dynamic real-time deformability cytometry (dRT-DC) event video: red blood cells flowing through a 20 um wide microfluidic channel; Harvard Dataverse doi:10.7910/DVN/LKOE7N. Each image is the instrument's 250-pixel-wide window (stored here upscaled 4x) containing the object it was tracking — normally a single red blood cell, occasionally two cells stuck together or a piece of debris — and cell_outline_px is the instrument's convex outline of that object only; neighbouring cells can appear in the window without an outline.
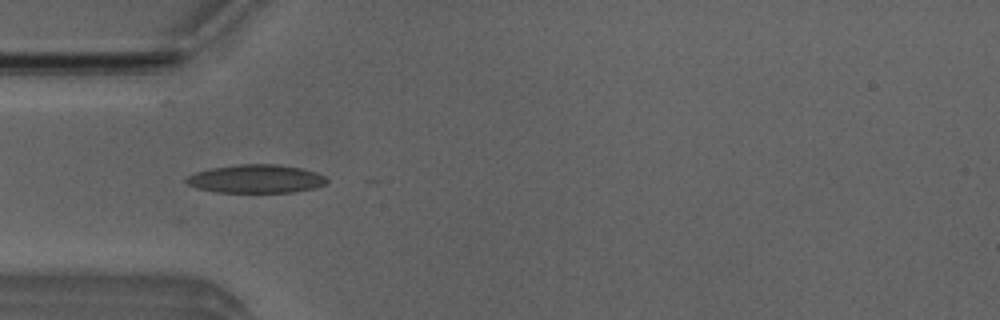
{"species": "Egyptian fruit bat (a non-hibernating species)", "species_latin": "Rousettus aegyptiacus", "temperature_condition": "room temperature", "stored_images_in_passage": 12, "camera_frame_rate_fps": 3000, "um_per_image_px": 0.085, "animal": {"sex": "male"}, "frame": {"image": 1, "passage_image": 8, "time_ms": 2.333, "image_size_px": [1000, 320], "cell_outline_px": [[328, 180], [324, 184], [316, 188], [292, 192], [216, 192], [196, 188], [188, 184], [184, 180], [188, 176], [196, 172], [212, 168], [236, 164], [276, 164], [300, 168], [316, 172], [324, 176]], "centroid_in_image_um": [21.75, 15.2], "position_along_channel_um": 63.2, "area_um2": 23.18}}